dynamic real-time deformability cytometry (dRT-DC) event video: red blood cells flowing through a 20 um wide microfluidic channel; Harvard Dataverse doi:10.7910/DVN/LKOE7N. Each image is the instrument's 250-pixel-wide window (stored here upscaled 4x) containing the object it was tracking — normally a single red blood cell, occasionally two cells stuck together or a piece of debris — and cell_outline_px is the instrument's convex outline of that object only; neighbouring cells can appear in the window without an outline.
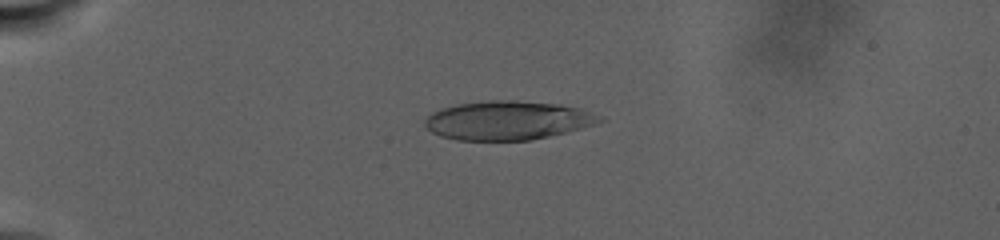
{"species": "human", "species_latin": "Homo sapiens", "temperature_condition": "warm", "stored_images_in_passage": 8, "camera_frame_rate_fps": 3000, "um_per_image_px": 0.085, "donor": {"sex": "male"}, "frame": {"image": 1, "passage_image": 1, "time_ms": 0.0, "image_size_px": [1000, 240], "cell_outline_px": [[604, 120], [580, 128], [532, 140], [456, 140], [440, 136], [432, 132], [424, 124], [424, 120], [432, 112], [440, 108], [456, 104], [488, 100], [516, 100], [560, 104], [580, 108], [600, 116]], "centroid_in_image_um": [43.1, 10.22], "position_along_channel_um": 41.9, "area_um2": 39.48}}
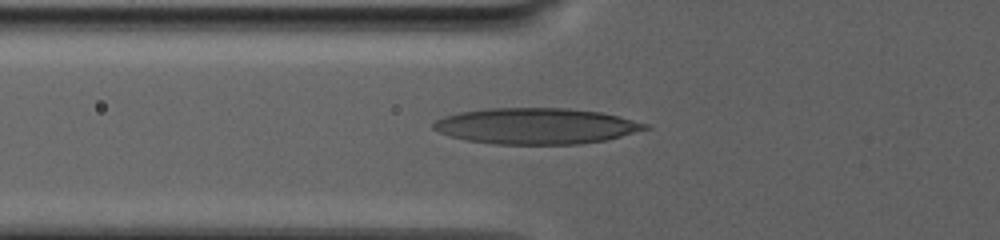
{"frame": {"image": 2, "passage_image": 6, "time_ms": 4.0, "image_size_px": [1000, 240], "cell_outline_px": [[652, 128], [604, 140], [580, 144], [496, 144], [464, 140], [440, 132], [432, 128], [432, 124], [436, 120], [444, 116], [460, 112], [488, 108], [564, 108], [600, 112], [648, 124]], "centroid_in_image_um": [45.54, 10.71], "position_along_channel_um": 80.3, "area_um2": 44.16}}
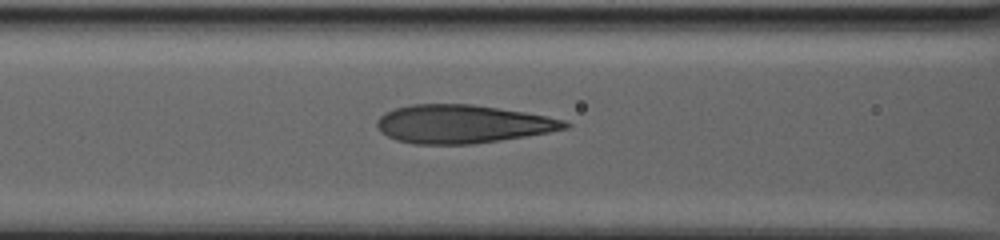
{"frame": {"image": 3, "passage_image": 8, "time_ms": 6.0, "image_size_px": [1000, 240], "cell_outline_px": [[572, 124], [568, 128], [548, 132], [500, 140], [472, 144], [412, 144], [396, 140], [380, 132], [376, 124], [376, 120], [384, 112], [396, 108], [412, 104], [472, 104], [524, 112], [548, 116], [564, 120]], "centroid_in_image_um": [39.28, 10.54], "position_along_channel_um": 127.3, "area_um2": 41.96}}